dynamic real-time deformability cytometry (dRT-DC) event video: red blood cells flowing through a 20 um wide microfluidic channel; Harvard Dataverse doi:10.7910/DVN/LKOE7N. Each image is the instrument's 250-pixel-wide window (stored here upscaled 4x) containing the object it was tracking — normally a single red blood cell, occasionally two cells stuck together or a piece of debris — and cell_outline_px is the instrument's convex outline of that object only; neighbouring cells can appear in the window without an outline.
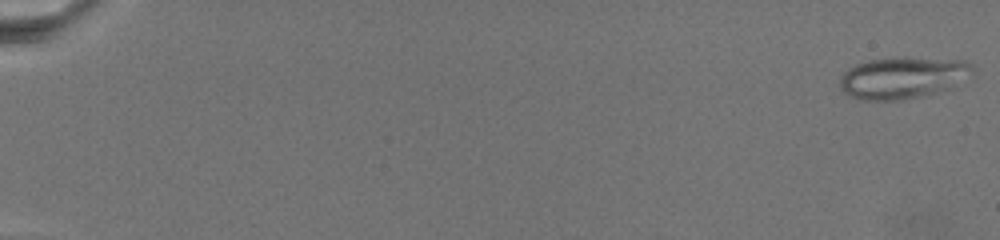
{"species": "common noctule bat (a hibernating species)", "species_latin": "Nyctalus noctula", "temperature_condition": "warm", "stored_images_in_passage": 24, "camera_frame_rate_fps": 3000, "um_per_image_px": 0.085, "animal": {"sex": "female", "body_mass_g": 19.5, "forearm_length_mm": 54.1}, "frame": {"image": 1, "passage_image": 1, "time_ms": 0.0, "image_size_px": [1000, 240], "cell_outline_px": [[976, 68], [972, 72], [948, 88], [936, 92], [920, 96], [900, 100], [860, 100], [844, 92], [840, 88], [840, 76], [848, 68], [856, 64], [868, 60], [896, 56], [904, 56], [964, 60], [972, 64]], "centroid_in_image_um": [76.69, 6.57], "position_along_channel_um": 8.3, "area_um2": 32.37}}
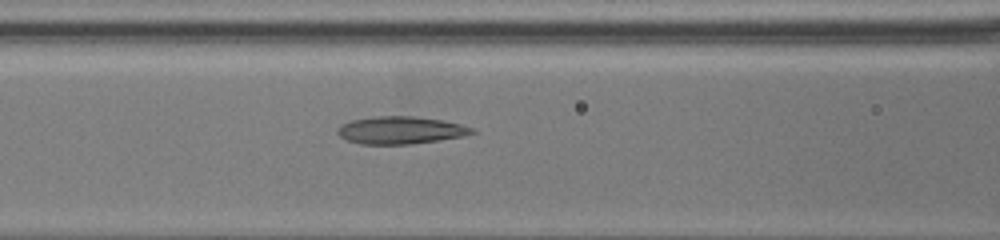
{"frame": {"image": 2, "passage_image": 24, "time_ms": 11.667, "image_size_px": [1000, 240], "cell_outline_px": [[476, 132], [464, 136], [440, 140], [412, 144], [360, 144], [348, 140], [340, 136], [336, 132], [340, 124], [352, 120], [372, 116], [412, 116], [440, 120], [460, 124], [472, 128]], "centroid_in_image_um": [34.02, 11.07], "position_along_channel_um": 132.6, "area_um2": 21.5}}